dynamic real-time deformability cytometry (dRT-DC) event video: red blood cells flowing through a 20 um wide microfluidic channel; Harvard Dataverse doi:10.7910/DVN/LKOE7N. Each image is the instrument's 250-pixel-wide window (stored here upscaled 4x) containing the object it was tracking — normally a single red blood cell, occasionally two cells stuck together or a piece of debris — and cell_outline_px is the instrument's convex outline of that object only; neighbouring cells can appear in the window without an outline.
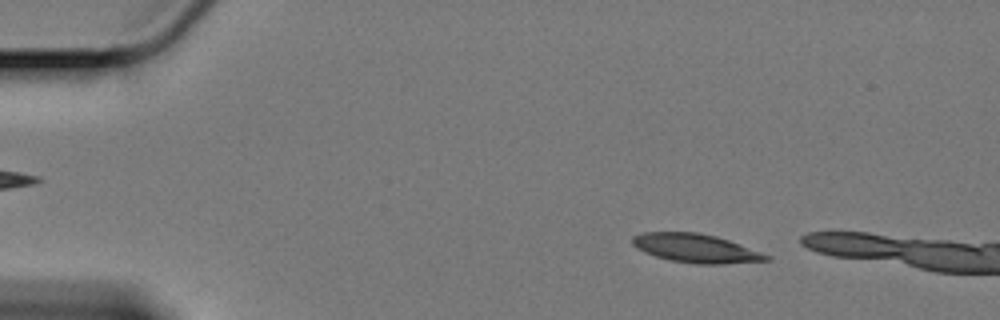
{"species": "Egyptian fruit bat (a non-hibernating species)", "species_latin": "Rousettus aegyptiacus", "temperature_condition": "cold", "stored_images_in_passage": 15, "camera_frame_rate_fps": 3000, "um_per_image_px": 0.085, "animal": {"sex": "female"}, "frame": {"image": 1, "passage_image": 9, "time_ms": 2.667, "image_size_px": [1000, 320], "cell_outline_px": [[772, 260], [724, 264], [696, 264], [672, 260], [656, 256], [644, 252], [636, 248], [632, 244], [632, 236], [644, 232], [696, 232], [716, 236], [728, 240], [760, 252], [768, 256]], "centroid_in_image_um": [59.11, 21.1], "position_along_channel_um": 25.9, "area_um2": 22.2}}